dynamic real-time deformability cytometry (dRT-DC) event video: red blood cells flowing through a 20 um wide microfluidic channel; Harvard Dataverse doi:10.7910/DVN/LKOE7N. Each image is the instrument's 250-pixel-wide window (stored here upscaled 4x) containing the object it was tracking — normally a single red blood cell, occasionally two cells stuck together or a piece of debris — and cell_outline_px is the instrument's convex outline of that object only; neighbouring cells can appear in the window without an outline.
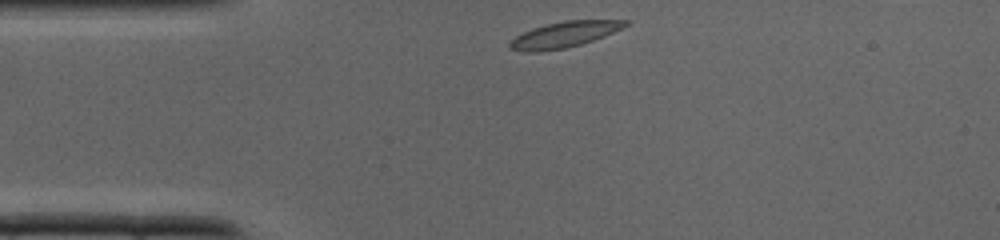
{"species": "common noctule bat (a hibernating species)", "species_latin": "Nyctalus noctula", "temperature_condition": "cold", "stored_images_in_passage": 25, "camera_frame_rate_fps": 3000, "um_per_image_px": 0.085, "animal": {"sex": "male", "body_mass_g": 19.0, "forearm_length_mm": 50.8}, "frame": {"image": 1, "passage_image": 1, "time_ms": 0.0, "image_size_px": [1000, 240], "cell_outline_px": [[632, 24], [604, 36], [580, 44], [564, 48], [540, 52], [524, 52], [508, 48], [508, 44], [516, 36], [532, 28], [564, 20], [632, 20]], "centroid_in_image_um": [47.99, 2.93], "position_along_channel_um": 37.0, "area_um2": 17.4}}
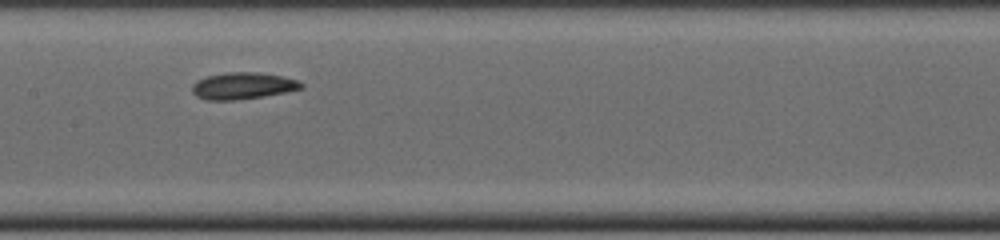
{"frame": {"image": 2, "passage_image": 11, "time_ms": 3.333, "image_size_px": [1000, 240], "cell_outline_px": [[304, 88], [264, 96], [236, 100], [204, 100], [196, 96], [192, 92], [192, 84], [196, 80], [208, 76], [228, 72], [256, 72], [284, 76], [300, 80], [304, 84]], "centroid_in_image_um": [20.65, 7.29], "position_along_channel_um": 186.7, "area_um2": 17.17}}
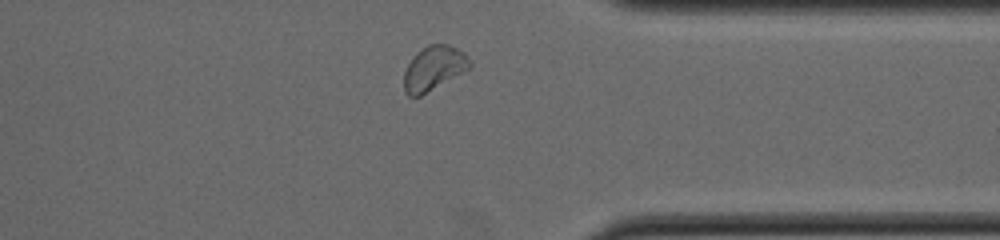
{"frame": {"image": 3, "passage_image": 22, "time_ms": 7.0, "image_size_px": [1000, 240], "cell_outline_px": [[472, 64], [468, 68], [420, 96], [408, 96], [404, 92], [404, 72], [412, 56], [416, 52], [428, 44], [448, 44], [464, 52]], "centroid_in_image_um": [36.82, 5.78], "position_along_channel_um": 374.6, "area_um2": 16.7}}